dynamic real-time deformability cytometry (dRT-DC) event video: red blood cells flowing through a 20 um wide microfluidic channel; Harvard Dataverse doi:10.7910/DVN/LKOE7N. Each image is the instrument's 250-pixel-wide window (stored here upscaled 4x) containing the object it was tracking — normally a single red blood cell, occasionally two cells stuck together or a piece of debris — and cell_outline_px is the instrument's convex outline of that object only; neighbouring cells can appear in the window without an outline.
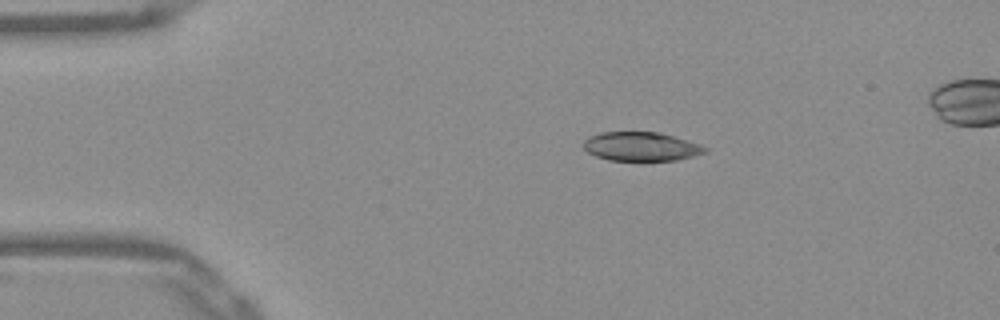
{"species": "Egyptian fruit bat (a non-hibernating species)", "species_latin": "Rousettus aegyptiacus", "temperature_condition": "warm", "stored_images_in_passage": 43, "camera_frame_rate_fps": 3000, "um_per_image_px": 0.085, "frame": {"image": 1, "passage_image": 1, "time_ms": 0.0, "image_size_px": [1000, 320], "cell_outline_px": [[708, 152], [696, 156], [676, 160], [608, 160], [596, 156], [588, 152], [584, 148], [584, 140], [588, 136], [600, 132], [656, 132], [672, 136], [700, 144], [708, 148]], "centroid_in_image_um": [54.5, 12.45], "position_along_channel_um": 30.5, "area_um2": 20.46}}
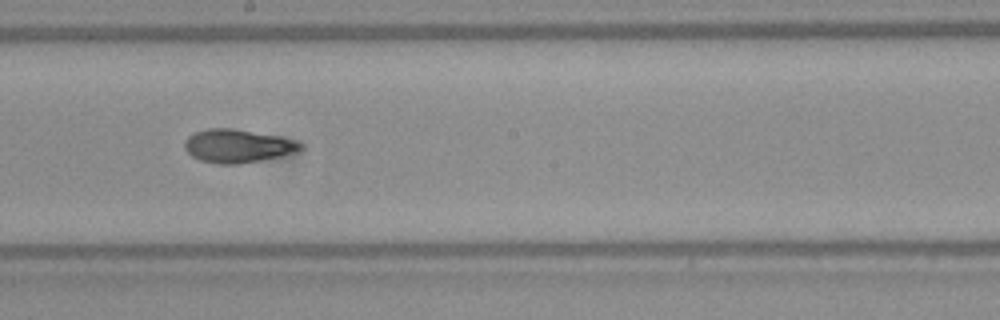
{"frame": {"image": 2, "passage_image": 20, "time_ms": 6.333, "image_size_px": [1000, 320], "cell_outline_px": [[304, 148], [280, 156], [240, 164], [216, 164], [200, 160], [192, 156], [184, 148], [184, 140], [188, 136], [196, 132], [208, 128], [232, 128], [280, 136], [296, 140], [304, 144]], "centroid_in_image_um": [20.19, 12.4], "position_along_channel_um": 228.0, "area_um2": 22.54}}
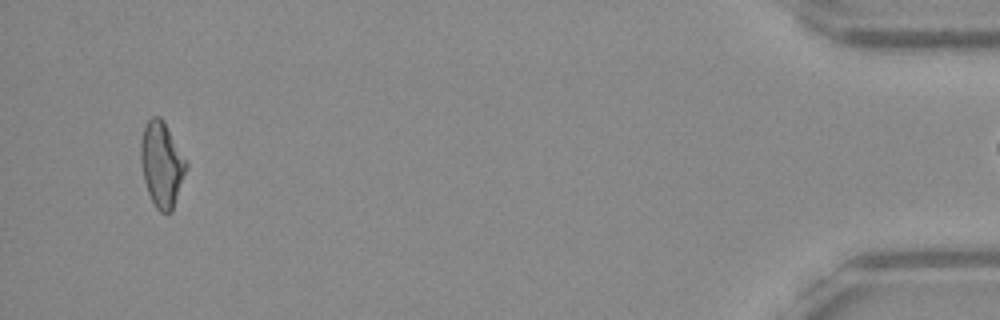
{"frame": {"image": 3, "passage_image": 41, "time_ms": 13.333, "image_size_px": [1000, 320], "cell_outline_px": [[188, 168], [172, 212], [160, 212], [156, 208], [148, 192], [144, 180], [140, 160], [140, 144], [144, 128], [148, 120], [152, 116], [160, 116], [164, 120], [188, 164]], "centroid_in_image_um": [13.76, 13.96], "position_along_channel_um": 421.4, "area_um2": 22.6}, "authors_computed_cell_mechanics": {"area_um2": 21.7906, "velocity_mm_per_s": 3.9055, "shape_relaxation_time_tau1_ms": 8.7438, "shape_relaxation_time_tau2_ms": 1.5995, "deformation_change_tau1": 0.244, "deformation_change_tau2": 0.0749}}